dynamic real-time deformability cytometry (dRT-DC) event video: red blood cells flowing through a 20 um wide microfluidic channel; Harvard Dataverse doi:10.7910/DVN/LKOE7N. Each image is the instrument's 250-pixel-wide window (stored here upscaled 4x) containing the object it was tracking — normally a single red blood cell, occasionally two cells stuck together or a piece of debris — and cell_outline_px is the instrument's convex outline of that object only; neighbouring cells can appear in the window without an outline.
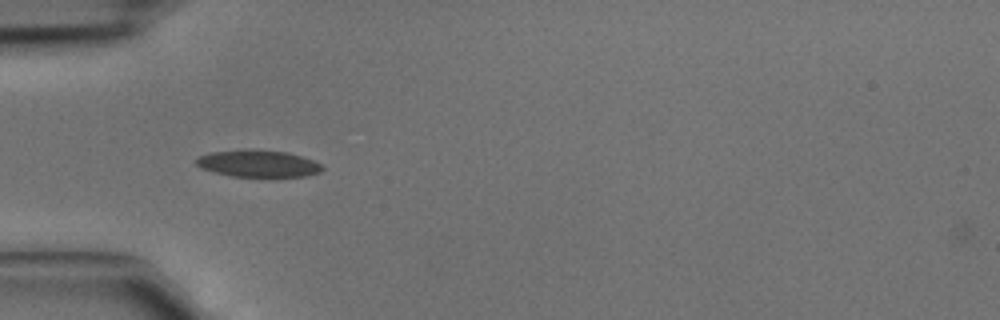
{"species": "common noctule bat (a hibernating species)", "species_latin": "Nyctalus noctula", "temperature_condition": "cold", "stored_images_in_passage": 27, "camera_frame_rate_fps": 3000, "um_per_image_px": 0.085, "animal": {"sex": "male", "body_mass_g": 15.6}, "frame": {"image": 1, "passage_image": 1, "time_ms": 0.0, "image_size_px": [1000, 320], "cell_outline_px": [[324, 168], [320, 172], [304, 176], [232, 176], [200, 168], [196, 164], [196, 156], [208, 152], [288, 152], [312, 160], [320, 164]], "centroid_in_image_um": [21.93, 13.94], "position_along_channel_um": 63.1, "area_um2": 18.73}}
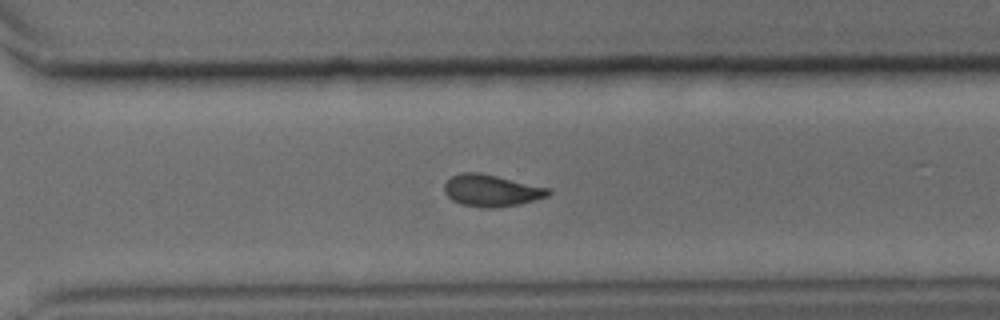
{"frame": {"image": 2, "passage_image": 19, "time_ms": 6.0, "image_size_px": [1000, 320], "cell_outline_px": [[552, 192], [548, 196], [536, 200], [520, 204], [492, 208], [488, 208], [460, 204], [452, 200], [444, 192], [444, 184], [452, 176], [460, 172], [480, 172], [548, 188]], "centroid_in_image_um": [41.75, 16.19], "position_along_channel_um": 328.8, "area_um2": 19.25}}
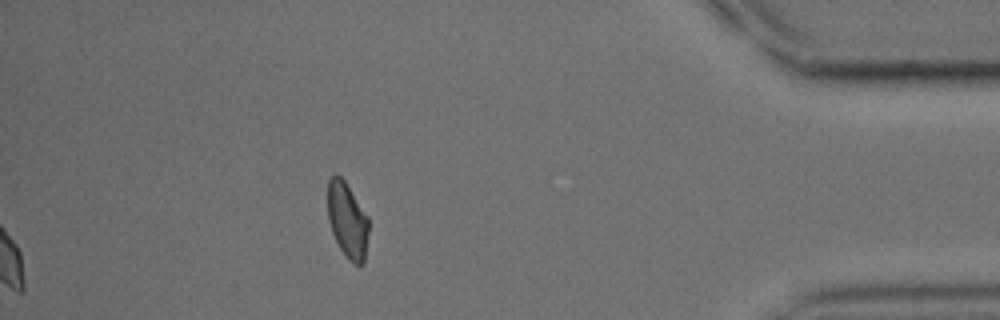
{"frame": {"image": 3, "passage_image": 27, "time_ms": 8.667, "image_size_px": [1000, 320], "cell_outline_px": [[368, 232], [364, 264], [356, 264], [348, 260], [340, 248], [332, 232], [328, 220], [328, 180], [336, 172], [344, 180], [368, 216]], "centroid_in_image_um": [29.52, 18.71], "position_along_channel_um": 405.7, "area_um2": 17.98}}